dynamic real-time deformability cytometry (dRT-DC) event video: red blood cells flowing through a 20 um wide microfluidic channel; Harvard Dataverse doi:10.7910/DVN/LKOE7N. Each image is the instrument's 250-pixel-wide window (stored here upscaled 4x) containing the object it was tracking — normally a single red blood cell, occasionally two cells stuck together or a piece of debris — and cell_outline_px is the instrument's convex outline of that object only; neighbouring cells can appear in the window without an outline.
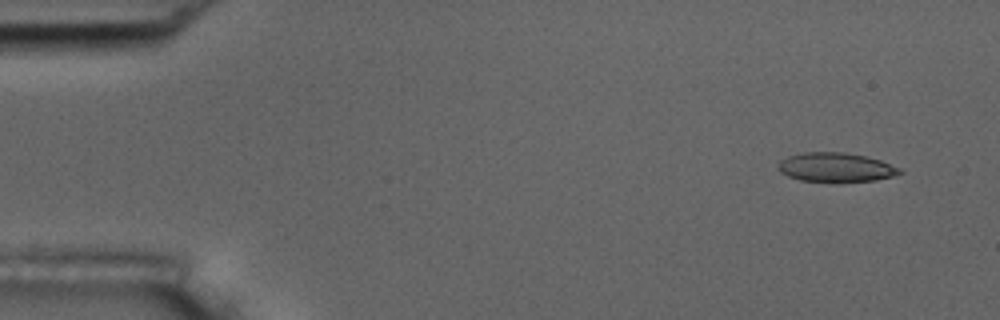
{"species": "common noctule bat (a hibernating species)", "species_latin": "Nyctalus noctula", "temperature_condition": "room temperature", "stored_images_in_passage": 4, "camera_frame_rate_fps": 3000, "um_per_image_px": 0.085, "animal": {"sex": "male", "body_mass_g": 17.5, "forearm_length_mm": 52.3}, "frame": {"image": 1, "passage_image": 1, "time_ms": 0.0, "image_size_px": [1000, 320], "cell_outline_px": [[904, 172], [892, 176], [876, 180], [800, 180], [788, 176], [780, 172], [780, 160], [788, 156], [804, 152], [844, 152], [864, 156], [880, 160], [900, 168]], "centroid_in_image_um": [71.05, 14.19], "position_along_channel_um": 13.9, "area_um2": 20.0}}